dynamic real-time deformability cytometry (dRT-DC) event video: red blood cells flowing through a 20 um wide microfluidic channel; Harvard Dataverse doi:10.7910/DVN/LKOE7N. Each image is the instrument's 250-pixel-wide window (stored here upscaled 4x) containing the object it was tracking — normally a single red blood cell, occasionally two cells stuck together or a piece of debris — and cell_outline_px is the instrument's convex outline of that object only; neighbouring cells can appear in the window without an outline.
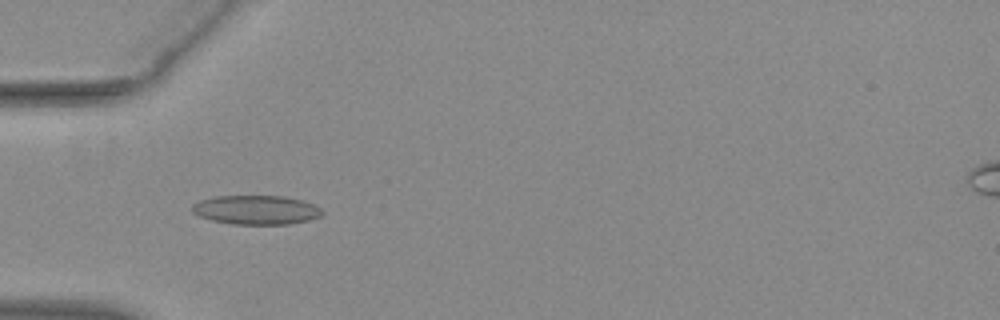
{"species": "common noctule bat (a hibernating species)", "species_latin": "Nyctalus noctula", "temperature_condition": "warm", "stored_images_in_passage": 38, "camera_frame_rate_fps": 3000, "um_per_image_px": 0.085, "animal": {"sex": "female", "body_mass_g": 29.2, "forearm_length_mm": 56.3}, "frame": {"image": 1, "passage_image": 2, "time_ms": 0.333, "image_size_px": [1000, 320], "cell_outline_px": [[324, 212], [320, 216], [312, 220], [288, 224], [232, 224], [212, 220], [200, 216], [192, 212], [192, 204], [200, 200], [216, 196], [284, 196], [300, 200], [312, 204], [320, 208]], "centroid_in_image_um": [21.78, 17.84], "position_along_channel_um": 63.2, "area_um2": 22.02}}
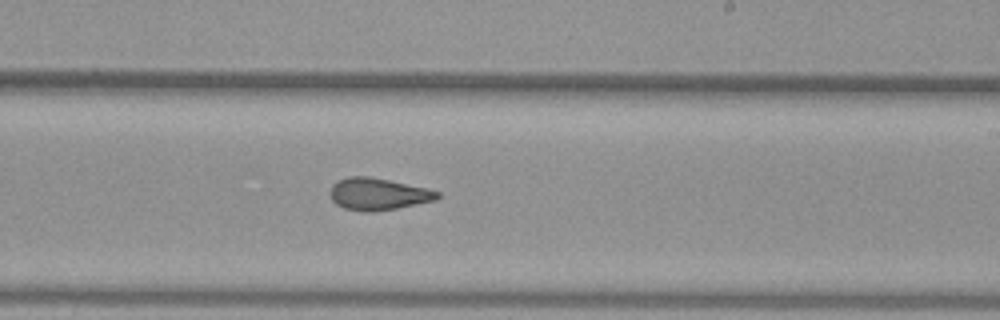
{"frame": {"image": 2, "passage_image": 17, "time_ms": 5.333, "image_size_px": [1000, 320], "cell_outline_px": [[440, 196], [436, 200], [396, 208], [372, 212], [364, 212], [344, 208], [336, 204], [332, 200], [328, 192], [332, 184], [348, 176], [368, 176], [428, 188], [440, 192]], "centroid_in_image_um": [32.12, 16.49], "position_along_channel_um": 256.9, "area_um2": 20.06}}
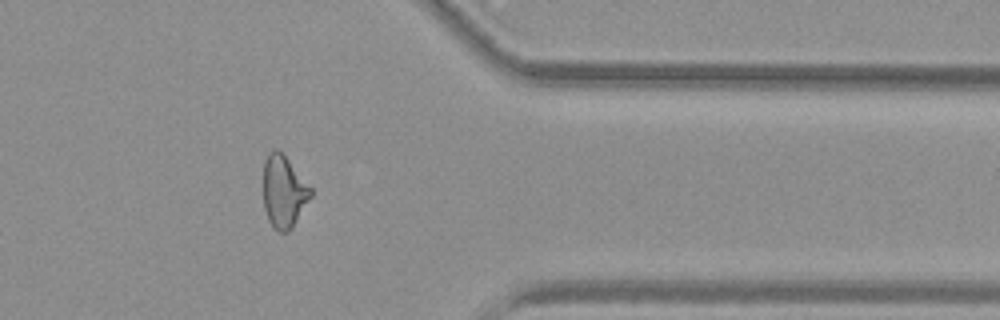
{"frame": {"image": 3, "passage_image": 28, "time_ms": 9.0, "image_size_px": [1000, 320], "cell_outline_px": [[312, 196], [292, 228], [288, 232], [280, 232], [268, 220], [264, 208], [264, 160], [268, 152], [272, 148], [280, 148], [284, 152], [312, 188]], "centroid_in_image_um": [24.13, 16.21], "position_along_channel_um": 387.3, "area_um2": 20.35}, "authors_computed_cell_mechanics": {"area_um2": 20.3745, "velocity_mm_per_s": 3.9228, "shape_relaxation_time_tau1_ms": null, "shape_relaxation_time_tau2_ms": 1.906, "deformation_change_tau1": null, "deformation_change_tau2": 0.0879}}